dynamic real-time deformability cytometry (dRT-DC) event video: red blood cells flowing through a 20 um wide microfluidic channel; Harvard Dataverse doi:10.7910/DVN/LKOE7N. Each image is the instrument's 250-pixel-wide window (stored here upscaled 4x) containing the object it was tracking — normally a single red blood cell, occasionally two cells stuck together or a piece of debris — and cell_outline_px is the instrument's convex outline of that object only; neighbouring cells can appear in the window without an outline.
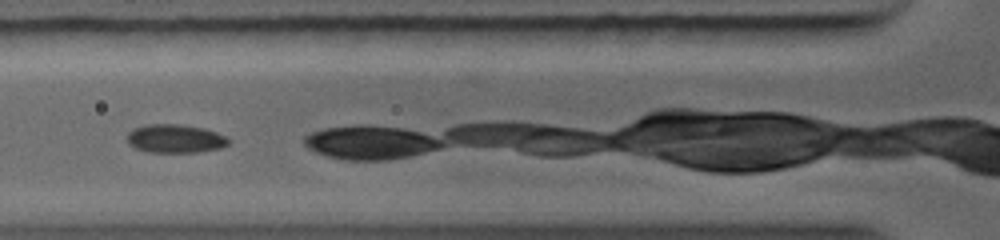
{"species": "common noctule bat (a hibernating species)", "species_latin": "Nyctalus noctula", "temperature_condition": "warm", "stored_images_in_passage": 14, "camera_frame_rate_fps": 5000, "um_per_image_px": 0.085, "animal": {"sex": "female", "body_mass_g": 19.0, "forearm_length_mm": 56.7}, "frame": {"image": 1, "passage_image": 5, "time_ms": 2.0, "image_size_px": [1000, 240], "cell_outline_px": [[228, 140], [224, 144], [212, 148], [188, 152], [160, 152], [140, 148], [132, 144], [128, 140], [128, 136], [136, 128], [148, 124], [176, 124], [200, 128], [224, 136]], "centroid_in_image_um": [14.84, 11.76], "position_along_channel_um": 111.0, "area_um2": 15.37}}
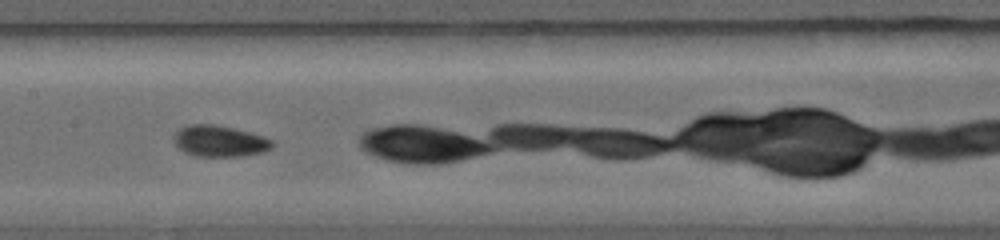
{"frame": {"image": 2, "passage_image": 8, "time_ms": 3.6, "image_size_px": [1000, 240], "cell_outline_px": [[268, 144], [264, 148], [252, 152], [224, 156], [192, 152], [184, 148], [176, 140], [176, 136], [184, 128], [192, 124], [208, 124], [228, 128], [244, 132], [268, 140]], "centroid_in_image_um": [18.59, 11.94], "position_along_channel_um": 188.8, "area_um2": 14.91}}